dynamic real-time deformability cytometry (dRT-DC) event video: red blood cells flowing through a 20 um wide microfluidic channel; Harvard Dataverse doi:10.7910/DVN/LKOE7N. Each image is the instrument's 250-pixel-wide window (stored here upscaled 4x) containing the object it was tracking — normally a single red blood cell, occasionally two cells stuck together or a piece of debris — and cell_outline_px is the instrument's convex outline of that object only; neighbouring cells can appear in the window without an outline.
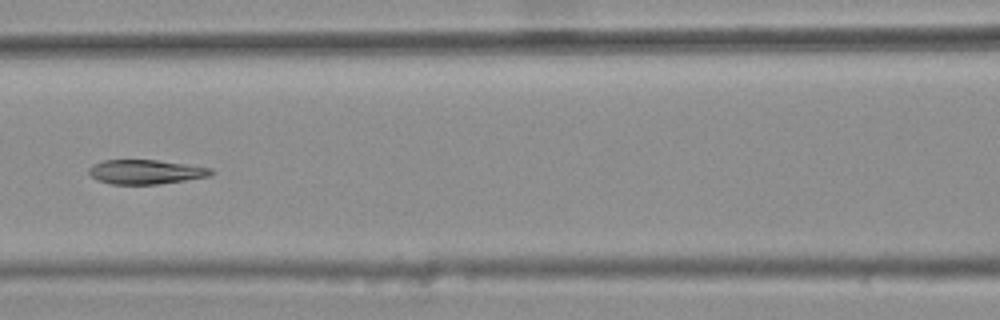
{"species": "common noctule bat (a hibernating species)", "species_latin": "Nyctalus noctula", "temperature_condition": "warm", "stored_images_in_passage": 6, "camera_frame_rate_fps": 3000, "um_per_image_px": 0.085, "animal": {"sex": "female", "body_mass_g": 25.1}, "frame": {"image": 1, "passage_image": 5, "time_ms": 1.333, "image_size_px": [1000, 320], "cell_outline_px": [[212, 172], [208, 176], [184, 180], [156, 184], [112, 184], [96, 180], [88, 172], [88, 168], [92, 164], [104, 160], [156, 160], [212, 168]], "centroid_in_image_um": [12.31, 14.6], "position_along_channel_um": 154.3, "area_um2": 17.11}}
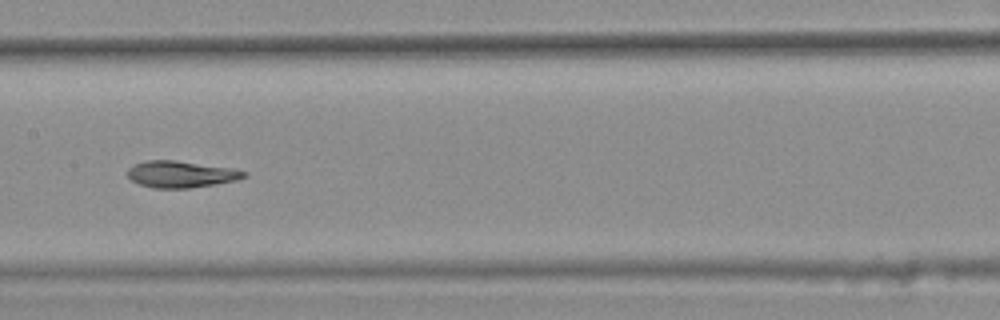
{"frame": {"image": 2, "passage_image": 6, "time_ms": 1.667, "image_size_px": [1000, 320], "cell_outline_px": [[248, 176], [236, 180], [216, 184], [188, 188], [152, 188], [140, 184], [132, 180], [128, 176], [128, 168], [136, 164], [148, 160], [176, 160], [236, 168], [248, 172]], "centroid_in_image_um": [15.45, 14.8], "position_along_channel_um": 192.0, "area_um2": 18.21}}